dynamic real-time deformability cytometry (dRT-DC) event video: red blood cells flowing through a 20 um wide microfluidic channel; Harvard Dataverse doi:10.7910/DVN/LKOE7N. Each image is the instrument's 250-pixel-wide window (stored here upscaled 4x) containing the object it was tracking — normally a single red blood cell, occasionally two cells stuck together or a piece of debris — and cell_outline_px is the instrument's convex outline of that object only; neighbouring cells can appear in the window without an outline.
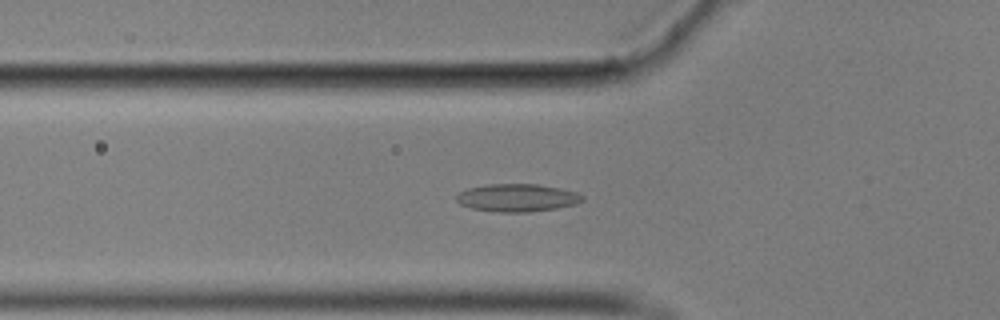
{"species": "common noctule bat (a hibernating species)", "species_latin": "Nyctalus noctula", "temperature_condition": "cold", "stored_images_in_passage": 57, "camera_frame_rate_fps": 3000, "um_per_image_px": 0.085, "animal": {"sex": "male", "body_mass_g": 17.9}, "frame": {"image": 1, "passage_image": 20, "time_ms": 6.333, "image_size_px": [1000, 320], "cell_outline_px": [[584, 200], [576, 204], [556, 208], [532, 212], [496, 212], [472, 208], [460, 204], [456, 200], [456, 196], [460, 192], [468, 188], [488, 184], [536, 184], [560, 188], [576, 192], [584, 196]], "centroid_in_image_um": [43.97, 16.81], "position_along_channel_um": 81.8, "area_um2": 20.4}}
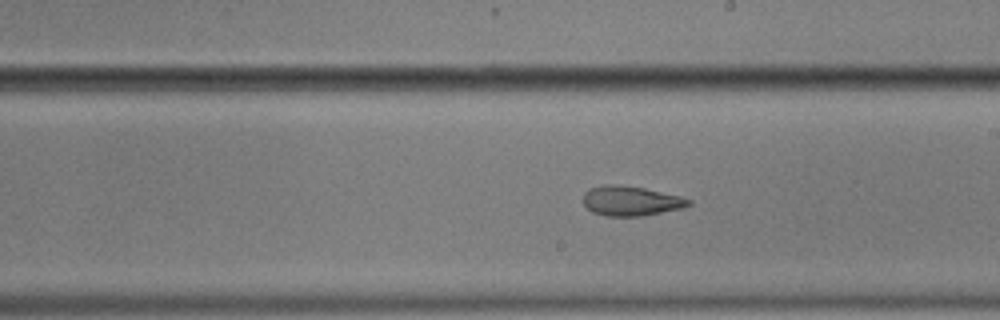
{"frame": {"image": 2, "passage_image": 33, "time_ms": 10.667, "image_size_px": [1000, 320], "cell_outline_px": [[692, 204], [684, 208], [644, 216], [604, 216], [592, 212], [584, 204], [584, 192], [588, 188], [604, 184], [612, 184], [644, 188], [680, 196], [692, 200]], "centroid_in_image_um": [53.63, 17.08], "position_along_channel_um": 235.4, "area_um2": 18.44}}
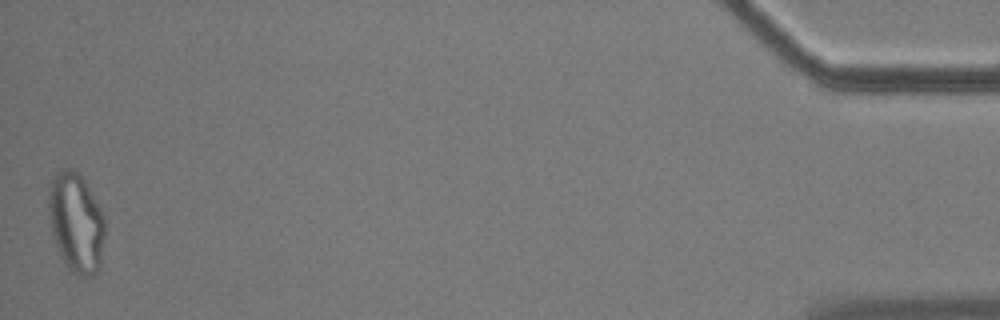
{"frame": {"image": 3, "passage_image": 57, "time_ms": 18.667, "image_size_px": [1000, 320], "cell_outline_px": [[104, 236], [100, 264], [96, 272], [92, 276], [80, 276], [72, 272], [68, 268], [60, 256], [56, 248], [52, 236], [48, 220], [48, 180], [56, 172], [64, 168], [68, 168], [76, 172], [84, 180], [96, 200], [104, 216]], "centroid_in_image_um": [6.42, 18.9], "position_along_channel_um": 428.8, "area_um2": 33.12}, "authors_computed_cell_mechanics": {"area_um2": 20.2878, "velocity_mm_per_s": 3.528, "shape_relaxation_time_tau1_ms": null, "shape_relaxation_time_tau2_ms": 4.3555, "deformation_change_tau1": null, "deformation_change_tau2": 0.1158}}